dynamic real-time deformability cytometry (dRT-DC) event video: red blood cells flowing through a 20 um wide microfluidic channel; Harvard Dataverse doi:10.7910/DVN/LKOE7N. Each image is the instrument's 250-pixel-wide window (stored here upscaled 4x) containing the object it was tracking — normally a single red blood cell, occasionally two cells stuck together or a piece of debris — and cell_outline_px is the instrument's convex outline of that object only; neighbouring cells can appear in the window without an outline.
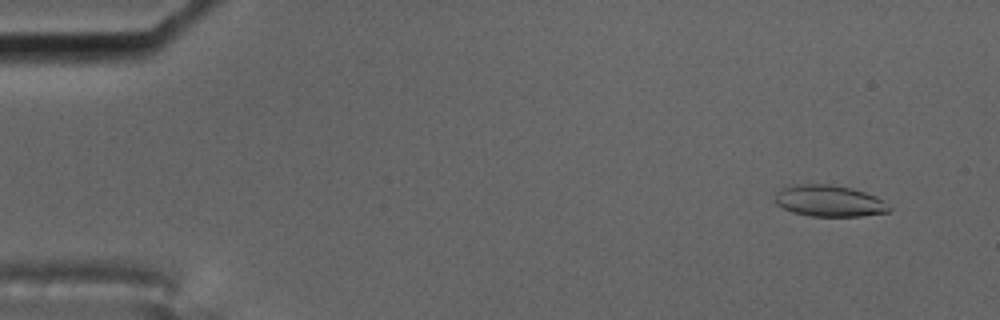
{"species": "common noctule bat (a hibernating species)", "species_latin": "Nyctalus noctula", "temperature_condition": "cold", "stored_images_in_passage": 58, "camera_frame_rate_fps": 3000, "um_per_image_px": 0.085, "animal": {"sex": "male", "body_mass_g": 17.5, "forearm_length_mm": 52.3}, "frame": {"image": 1, "passage_image": 5, "time_ms": 1.333, "image_size_px": [1000, 320], "cell_outline_px": [[892, 208], [888, 212], [860, 216], [812, 216], [792, 212], [776, 204], [776, 192], [784, 188], [796, 184], [828, 184], [852, 188], [876, 196]], "centroid_in_image_um": [70.49, 17.08], "position_along_channel_um": 14.5, "area_um2": 20.69}}
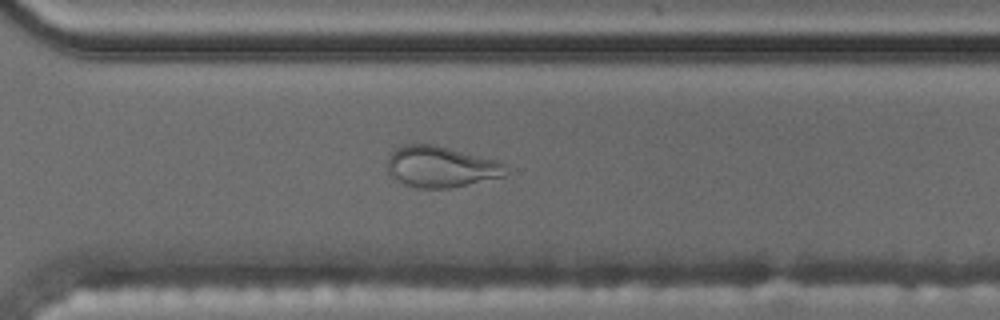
{"frame": {"image": 2, "passage_image": 42, "time_ms": 13.667, "image_size_px": [1000, 320], "cell_outline_px": [[508, 172], [504, 176], [468, 184], [448, 188], [416, 188], [404, 184], [388, 176], [388, 156], [400, 144], [436, 144], [496, 160], [504, 164], [508, 168]], "centroid_in_image_um": [37.44, 14.17], "position_along_channel_um": 333.2, "area_um2": 28.61}}
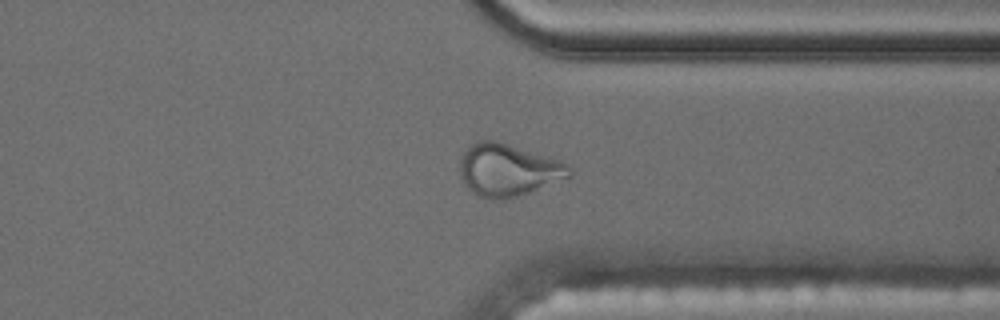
{"frame": {"image": 3, "passage_image": 45, "time_ms": 14.667, "image_size_px": [1000, 320], "cell_outline_px": [[572, 176], [528, 192], [504, 200], [496, 200], [480, 196], [472, 192], [464, 184], [460, 176], [460, 156], [476, 140], [496, 140], [560, 160], [568, 164], [572, 168]], "centroid_in_image_um": [43.18, 14.44], "position_along_channel_um": 368.2, "area_um2": 33.35}, "authors_computed_cell_mechanics": {"area_um2": 21.5594, "velocity_mm_per_s": 3.5159, "shape_relaxation_time_tau1_ms": 11.3542, "shape_relaxation_time_tau2_ms": 1.8782, "deformation_change_tau1": 0.327, "deformation_change_tau2": 0.0822}}